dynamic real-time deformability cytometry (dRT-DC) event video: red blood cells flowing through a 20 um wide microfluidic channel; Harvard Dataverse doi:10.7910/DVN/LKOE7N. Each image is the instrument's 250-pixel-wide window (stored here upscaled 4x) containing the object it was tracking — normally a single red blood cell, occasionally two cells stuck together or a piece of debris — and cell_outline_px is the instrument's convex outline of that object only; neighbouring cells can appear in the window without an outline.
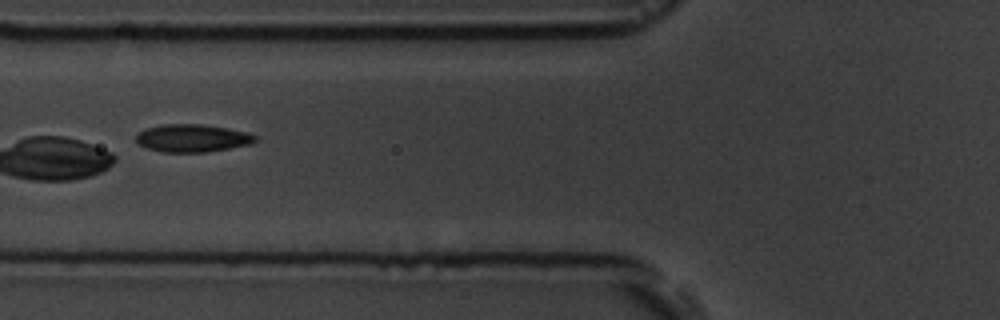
{"species": "common noctule bat (a hibernating species)", "species_latin": "Nyctalus noctula", "temperature_condition": "room temperature", "stored_images_in_passage": 11, "camera_frame_rate_fps": 3000, "um_per_image_px": 0.085, "animal": {"sex": "male", "body_mass_g": 19.5, "forearm_length_mm": 54.6}, "frame": {"image": 1, "passage_image": 7, "time_ms": 7.667, "image_size_px": [1000, 320], "cell_outline_px": [[256, 140], [248, 144], [228, 148], [204, 152], [164, 152], [148, 148], [140, 144], [136, 140], [136, 136], [140, 132], [148, 128], [160, 124], [200, 124], [228, 128], [248, 132], [256, 136]], "centroid_in_image_um": [16.35, 11.73], "position_along_channel_um": 109.5, "area_um2": 18.96}}